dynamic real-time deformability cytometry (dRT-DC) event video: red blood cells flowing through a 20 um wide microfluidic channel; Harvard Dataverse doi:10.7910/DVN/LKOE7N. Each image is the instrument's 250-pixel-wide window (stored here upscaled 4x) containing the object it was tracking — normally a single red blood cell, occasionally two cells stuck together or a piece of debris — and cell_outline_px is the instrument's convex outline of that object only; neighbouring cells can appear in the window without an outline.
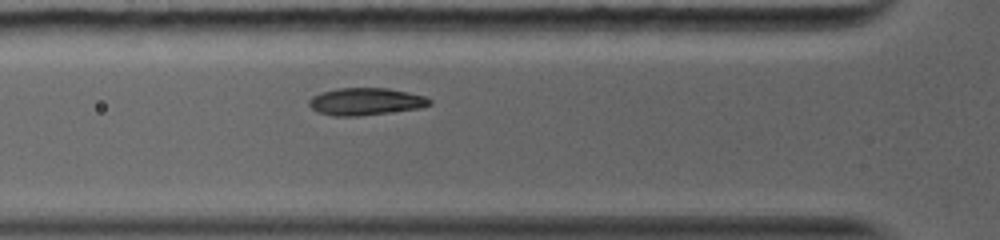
{"species": "common noctule bat (a hibernating species)", "species_latin": "Nyctalus noctula", "temperature_condition": "warm", "stored_images_in_passage": 11, "segment_of_instrument_passage": [1, 2], "camera_frame_rate_fps": 5000, "um_per_image_px": 0.085, "animal": {"sex": "female", "body_mass_g": 19.0, "forearm_length_mm": 56.7}, "frame": {"image": 1, "passage_image": 4, "time_ms": 1.6, "image_size_px": [1000, 240], "cell_outline_px": [[432, 104], [420, 108], [360, 116], [332, 116], [316, 112], [308, 104], [308, 100], [312, 96], [336, 88], [388, 88], [424, 96], [432, 100]], "centroid_in_image_um": [31.06, 8.64], "position_along_channel_um": 94.7, "area_um2": 19.19}}
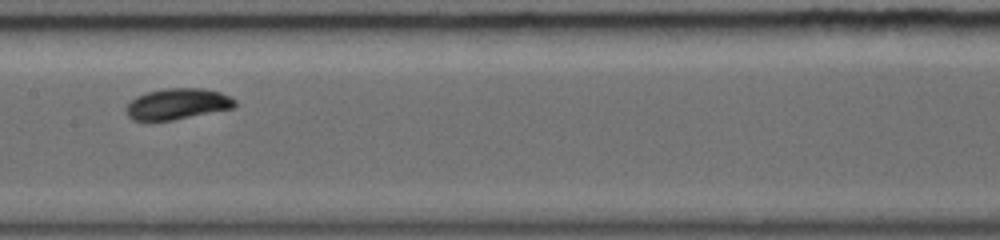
{"frame": {"image": 2, "passage_image": 8, "time_ms": 4.0, "image_size_px": [1000, 240], "cell_outline_px": [[236, 104], [232, 108], [172, 120], [132, 120], [128, 116], [124, 108], [136, 96], [144, 92], [164, 88], [204, 88], [220, 92], [236, 100]], "centroid_in_image_um": [15.04, 8.82], "position_along_channel_um": 192.4, "area_um2": 19.59}}
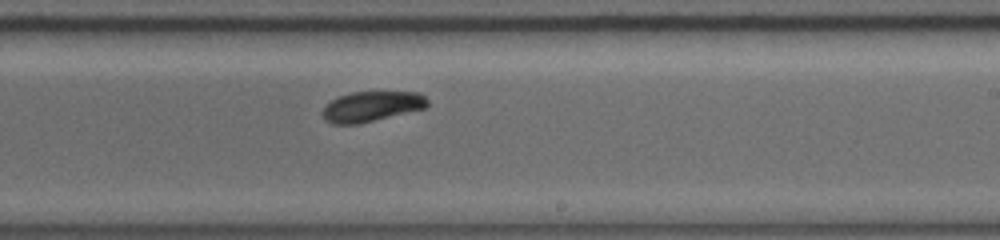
{"frame": {"image": 3, "passage_image": 10, "time_ms": 5.6, "image_size_px": [1000, 240], "cell_outline_px": [[428, 104], [424, 108], [356, 124], [332, 124], [324, 120], [320, 112], [332, 100], [340, 96], [352, 92], [420, 92], [428, 100]], "centroid_in_image_um": [31.55, 9.04], "position_along_channel_um": 257.4, "area_um2": 18.21}}